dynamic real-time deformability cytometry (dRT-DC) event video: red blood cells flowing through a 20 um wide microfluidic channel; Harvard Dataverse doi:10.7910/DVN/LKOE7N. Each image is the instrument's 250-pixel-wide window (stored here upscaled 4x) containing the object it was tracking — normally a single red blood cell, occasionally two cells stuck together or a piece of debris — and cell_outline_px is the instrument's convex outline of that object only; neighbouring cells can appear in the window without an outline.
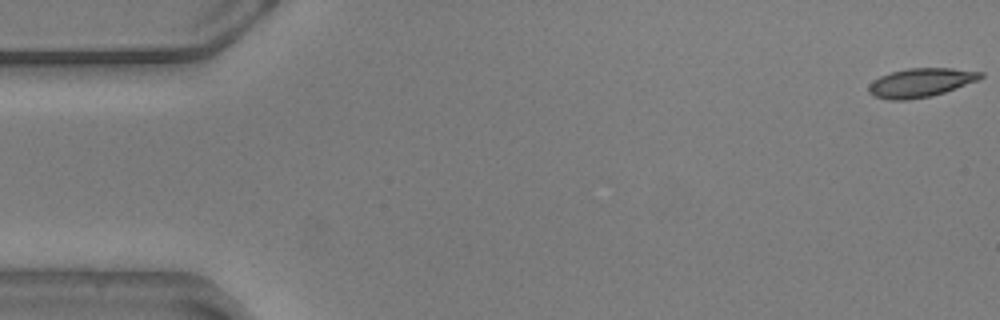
{"species": "common noctule bat (a hibernating species)", "species_latin": "Nyctalus noctula", "temperature_condition": "warm", "stored_images_in_passage": 4, "camera_frame_rate_fps": 3000, "um_per_image_px": 0.085, "animal": {"sex": "male", "body_mass_g": 20.5, "forearm_length_mm": 52.5}, "frame": {"image": 1, "passage_image": 1, "time_ms": 0.0, "image_size_px": [1000, 320], "cell_outline_px": [[984, 76], [980, 80], [932, 96], [908, 100], [888, 100], [872, 96], [868, 92], [868, 84], [872, 80], [880, 76], [892, 72], [908, 68], [952, 68], [984, 72]], "centroid_in_image_um": [78.25, 7.03], "position_along_channel_um": 6.8, "area_um2": 19.07}}